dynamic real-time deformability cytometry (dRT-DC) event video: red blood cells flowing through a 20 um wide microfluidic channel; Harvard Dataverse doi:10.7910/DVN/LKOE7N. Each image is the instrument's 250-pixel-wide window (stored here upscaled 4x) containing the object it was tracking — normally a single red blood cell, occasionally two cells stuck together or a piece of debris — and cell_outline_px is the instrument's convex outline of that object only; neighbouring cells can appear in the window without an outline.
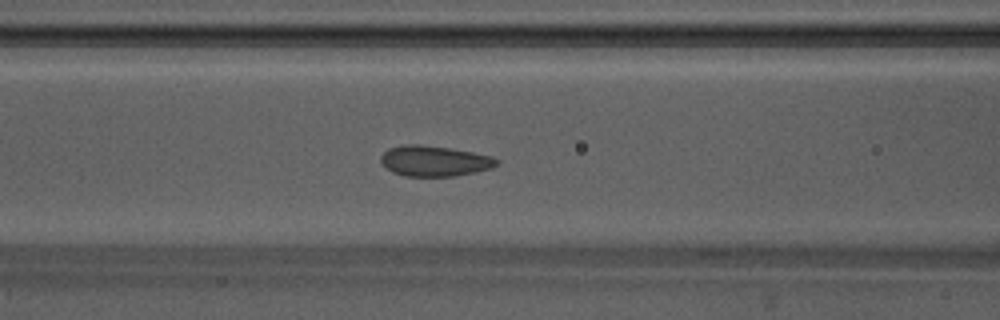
{"species": "Egyptian fruit bat (a non-hibernating species)", "species_latin": "Rousettus aegyptiacus", "temperature_condition": "warm", "stored_images_in_passage": 21, "camera_frame_rate_fps": 3000, "um_per_image_px": 0.085, "animal": {"sex": "male"}, "frame": {"image": 1, "passage_image": 20, "time_ms": 6.333, "image_size_px": [1000, 320], "cell_outline_px": [[500, 164], [492, 168], [476, 172], [456, 176], [404, 176], [392, 172], [380, 160], [380, 156], [388, 148], [408, 144], [420, 144], [448, 148], [472, 152], [492, 156], [500, 160]], "centroid_in_image_um": [36.96, 13.69], "position_along_channel_um": 129.6, "area_um2": 20.69}}